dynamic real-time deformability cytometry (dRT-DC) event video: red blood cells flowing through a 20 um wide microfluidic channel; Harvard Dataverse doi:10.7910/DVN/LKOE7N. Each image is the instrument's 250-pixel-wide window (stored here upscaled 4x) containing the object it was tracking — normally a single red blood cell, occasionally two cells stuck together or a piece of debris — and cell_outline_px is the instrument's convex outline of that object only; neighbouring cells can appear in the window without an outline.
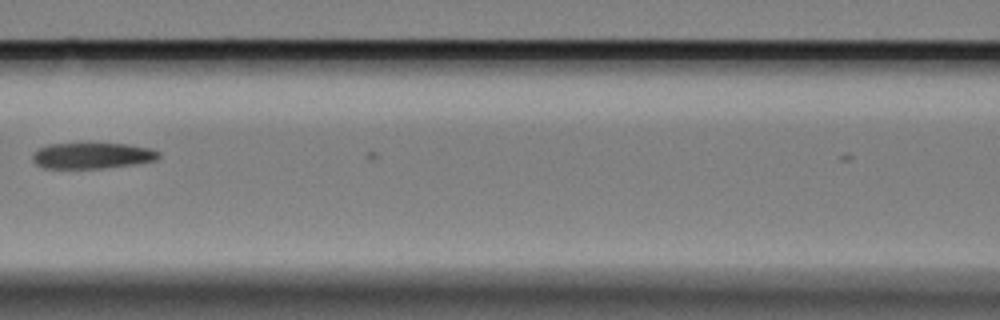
{"species": "Egyptian fruit bat (a non-hibernating species)", "species_latin": "Rousettus aegyptiacus", "temperature_condition": "cold", "stored_images_in_passage": 9, "camera_frame_rate_fps": 3000, "um_per_image_px": 0.085, "animal": {"sex": "female"}, "frame": {"image": 1, "passage_image": 7, "time_ms": 2.0, "image_size_px": [1000, 320], "cell_outline_px": [[160, 156], [156, 160], [132, 164], [104, 168], [44, 168], [36, 164], [32, 160], [32, 156], [40, 148], [48, 144], [124, 144], [152, 148], [160, 152]], "centroid_in_image_um": [7.85, 13.23], "position_along_channel_um": 158.7, "area_um2": 18.84}}